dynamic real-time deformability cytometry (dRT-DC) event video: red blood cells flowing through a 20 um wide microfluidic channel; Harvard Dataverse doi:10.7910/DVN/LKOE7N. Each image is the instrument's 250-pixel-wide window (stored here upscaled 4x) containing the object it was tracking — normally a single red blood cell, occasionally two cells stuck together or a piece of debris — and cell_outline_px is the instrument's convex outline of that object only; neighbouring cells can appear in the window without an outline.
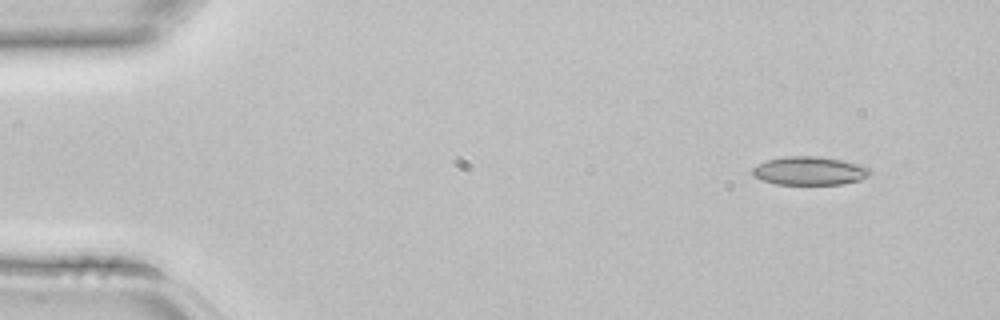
{"species": "common noctule bat (a hibernating species)", "species_latin": "Nyctalus noctula", "temperature_condition": "room temperature", "stored_images_in_passage": 3, "camera_frame_rate_fps": 3000, "um_per_image_px": 0.085, "animal": {"sex": "female", "body_mass_g": 22.7, "forearm_length_mm": 54.2}, "frame": {"image": 1, "passage_image": 1, "time_ms": 0.0, "image_size_px": [1000, 320], "cell_outline_px": [[872, 172], [868, 176], [860, 180], [844, 184], [776, 184], [760, 180], [752, 176], [752, 168], [756, 164], [768, 160], [784, 156], [820, 156], [860, 164], [868, 168]], "centroid_in_image_um": [68.78, 14.52], "position_along_channel_um": 16.2, "area_um2": 19.65}}
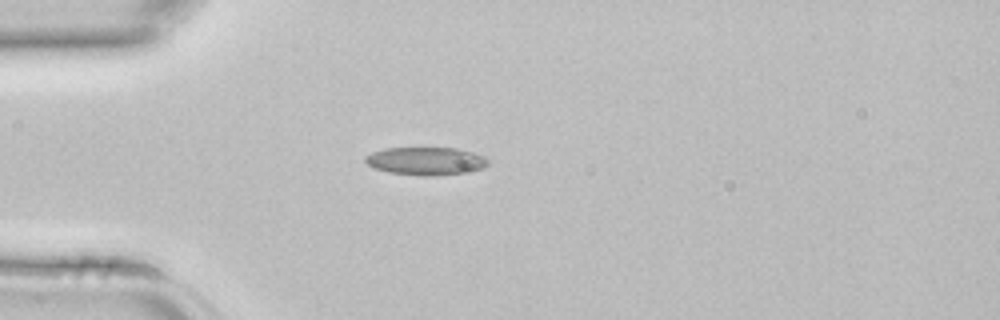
{"frame": {"image": 2, "passage_image": 3, "time_ms": 0.667, "image_size_px": [1000, 320], "cell_outline_px": [[488, 164], [484, 168], [464, 172], [432, 176], [424, 176], [388, 172], [376, 168], [368, 164], [364, 160], [364, 156], [372, 152], [384, 148], [456, 148], [472, 152], [484, 156], [488, 160]], "centroid_in_image_um": [36.19, 13.68], "position_along_channel_um": 48.8, "area_um2": 19.88}}